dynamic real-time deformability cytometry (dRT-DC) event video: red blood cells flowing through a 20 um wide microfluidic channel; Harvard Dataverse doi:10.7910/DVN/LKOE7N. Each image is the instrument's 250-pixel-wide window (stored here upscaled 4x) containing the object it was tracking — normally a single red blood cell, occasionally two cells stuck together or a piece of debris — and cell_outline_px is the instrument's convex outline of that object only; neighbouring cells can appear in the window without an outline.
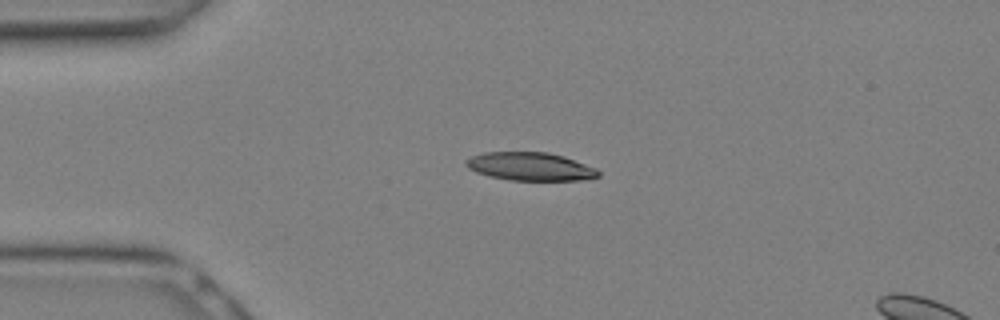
{"species": "Egyptian fruit bat (a non-hibernating species)", "species_latin": "Rousettus aegyptiacus", "temperature_condition": "warm", "stored_images_in_passage": 19, "camera_frame_rate_fps": 3000, "um_per_image_px": 0.085, "animal": {"sex": "female"}, "frame": {"image": 1, "passage_image": 1, "time_ms": 0.0, "image_size_px": [1000, 320], "cell_outline_px": [[600, 176], [584, 180], [508, 180], [476, 172], [468, 168], [464, 164], [464, 160], [472, 156], [484, 152], [548, 152], [564, 156], [596, 168], [600, 172]], "centroid_in_image_um": [45.07, 14.15], "position_along_channel_um": 39.9, "area_um2": 21.79}}
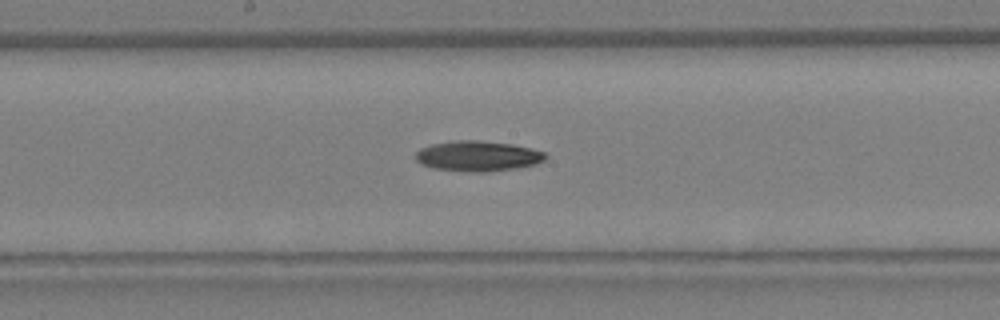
{"frame": {"image": 2, "passage_image": 9, "time_ms": 2.667, "image_size_px": [1000, 320], "cell_outline_px": [[548, 156], [544, 160], [536, 164], [512, 168], [484, 172], [472, 172], [432, 168], [420, 164], [416, 160], [416, 152], [420, 148], [432, 144], [456, 140], [480, 140], [512, 144], [532, 148], [544, 152]], "centroid_in_image_um": [40.6, 13.25], "position_along_channel_um": 207.6, "area_um2": 22.95}}
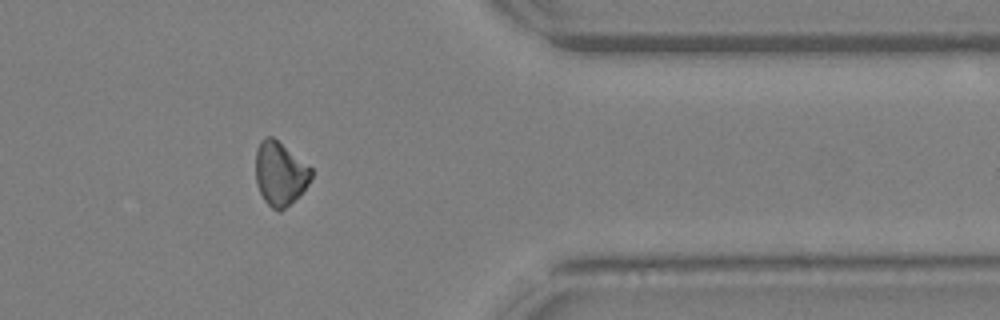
{"frame": {"image": 3, "passage_image": 17, "time_ms": 5.333, "image_size_px": [1000, 320], "cell_outline_px": [[312, 176], [308, 184], [300, 196], [280, 212], [276, 212], [264, 200], [256, 184], [256, 148], [260, 140], [268, 136], [272, 136], [312, 168]], "centroid_in_image_um": [23.8, 14.78], "position_along_channel_um": 387.6, "area_um2": 20.75}}